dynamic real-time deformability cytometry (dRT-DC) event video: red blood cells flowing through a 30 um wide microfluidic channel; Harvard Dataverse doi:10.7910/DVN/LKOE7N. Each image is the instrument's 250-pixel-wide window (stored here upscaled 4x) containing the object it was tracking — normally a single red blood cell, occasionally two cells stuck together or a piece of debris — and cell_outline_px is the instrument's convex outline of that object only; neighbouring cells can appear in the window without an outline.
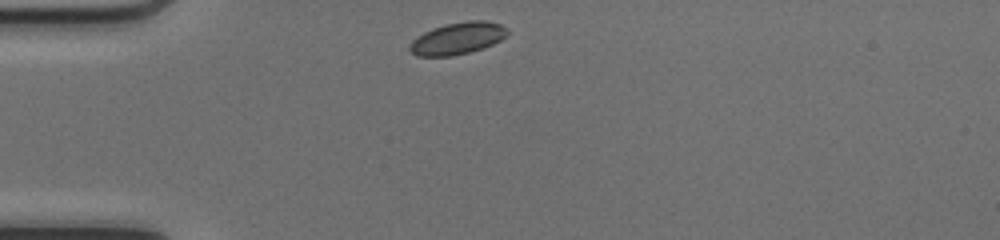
{"species": "common noctule bat (a hibernating species)", "species_latin": "Nyctalus noctula", "temperature_condition": "cold", "stored_images_in_passage": 30, "camera_frame_rate_fps": 3000, "um_per_image_px": 0.085, "animal": {"sex": "female", "body_mass_g": 17.0, "forearm_length_mm": 48.0}, "frame": {"image": 1, "passage_image": 1, "time_ms": 0.0, "image_size_px": [1000, 240], "cell_outline_px": [[508, 32], [500, 40], [484, 48], [452, 56], [416, 56], [408, 48], [408, 44], [416, 36], [432, 28], [444, 24], [468, 20], [488, 20], [500, 24], [508, 28]], "centroid_in_image_um": [38.87, 3.25], "position_along_channel_um": 46.1, "area_um2": 18.38}}
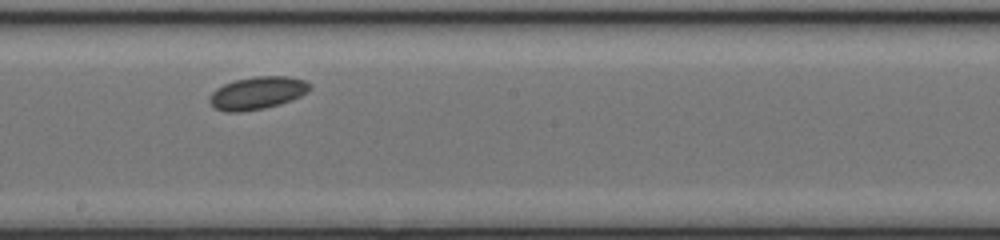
{"frame": {"image": 2, "passage_image": 16, "time_ms": 5.0, "image_size_px": [1000, 240], "cell_outline_px": [[312, 88], [308, 92], [292, 100], [280, 104], [264, 108], [240, 112], [224, 112], [212, 108], [208, 100], [208, 96], [216, 88], [224, 84], [236, 80], [252, 76], [288, 76], [304, 80], [312, 84]], "centroid_in_image_um": [21.86, 7.91], "position_along_channel_um": 226.3, "area_um2": 19.42}}
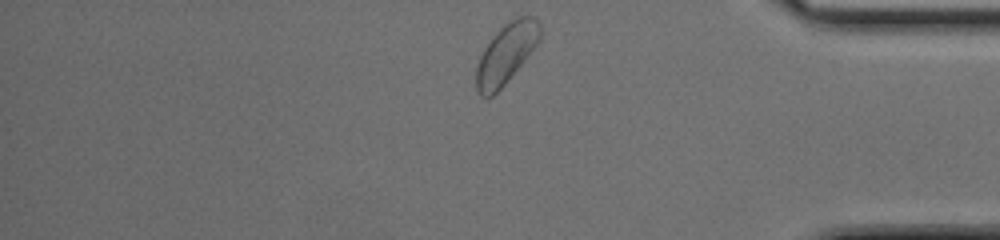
{"frame": {"image": 3, "passage_image": 30, "time_ms": 9.667, "image_size_px": [1000, 240], "cell_outline_px": [[540, 40], [524, 60], [504, 84], [492, 96], [480, 96], [476, 88], [476, 64], [484, 48], [492, 36], [504, 24], [516, 16], [532, 16], [540, 20]], "centroid_in_image_um": [43.01, 4.52], "position_along_channel_um": 392.2, "area_um2": 22.08}, "authors_computed_cell_mechanics": {"area_um2": 18.6694, "velocity_mm_per_s": 4.0382, "shape_relaxation_time_tau1_ms": 0.2232, "shape_relaxation_time_tau2_ms": null, "deformation_change_tau1": 0.0369, "deformation_change_tau2": null}}